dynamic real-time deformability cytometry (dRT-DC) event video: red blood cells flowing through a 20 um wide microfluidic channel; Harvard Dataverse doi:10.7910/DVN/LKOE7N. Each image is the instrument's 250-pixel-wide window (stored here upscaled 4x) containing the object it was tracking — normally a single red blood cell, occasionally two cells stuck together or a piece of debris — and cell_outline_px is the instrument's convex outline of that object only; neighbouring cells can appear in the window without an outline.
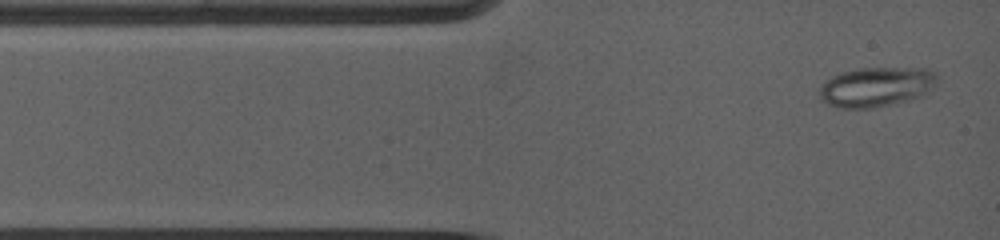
{"species": "common noctule bat (a hibernating species)", "species_latin": "Nyctalus noctula", "temperature_condition": "warm", "stored_images_in_passage": 4, "camera_frame_rate_fps": 5000, "um_per_image_px": 0.085, "animal": {"sex": "female", "body_mass_g": 19.0, "forearm_length_mm": 53.3}, "frame": {"image": 1, "passage_image": 1, "time_ms": 0.0, "image_size_px": [1000, 240], "cell_outline_px": [[936, 84], [932, 92], [924, 96], [908, 100], [872, 108], [840, 108], [828, 104], [820, 100], [820, 88], [832, 76], [844, 72], [860, 68], [928, 68], [936, 72]], "centroid_in_image_um": [74.56, 7.39], "position_along_channel_um": 10.4, "area_um2": 27.34}}
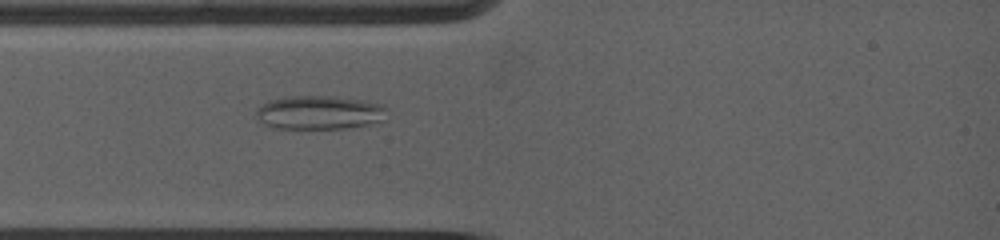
{"frame": {"image": 2, "passage_image": 4, "time_ms": 2.2, "image_size_px": [1000, 240], "cell_outline_px": [[388, 108], [380, 120], [368, 124], [344, 128], [272, 128], [256, 120], [256, 108], [260, 104], [268, 100], [288, 96], [336, 96], [364, 100], [384, 104]], "centroid_in_image_um": [27.08, 9.54], "position_along_channel_um": 57.9, "area_um2": 25.89}}